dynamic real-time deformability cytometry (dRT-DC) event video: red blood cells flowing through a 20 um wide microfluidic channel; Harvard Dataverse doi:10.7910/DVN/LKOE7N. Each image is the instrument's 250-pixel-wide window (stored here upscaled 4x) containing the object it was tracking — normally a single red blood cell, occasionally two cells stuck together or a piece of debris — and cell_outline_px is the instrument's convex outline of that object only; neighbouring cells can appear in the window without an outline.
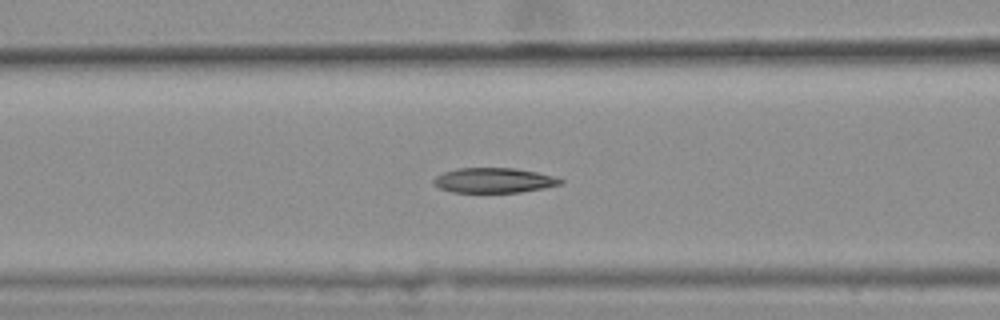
{"species": "common noctule bat (a hibernating species)", "species_latin": "Nyctalus noctula", "temperature_condition": "warm", "stored_images_in_passage": 45, "camera_frame_rate_fps": 3000, "um_per_image_px": 0.085, "animal": {"sex": "female", "body_mass_g": 25.1}, "frame": {"image": 1, "passage_image": 20, "time_ms": 6.333, "image_size_px": [1000, 320], "cell_outline_px": [[564, 180], [560, 184], [544, 188], [520, 192], [452, 192], [440, 188], [432, 184], [432, 180], [436, 176], [444, 172], [456, 168], [516, 168], [536, 172], [552, 176]], "centroid_in_image_um": [41.94, 15.32], "position_along_channel_um": 124.7, "area_um2": 18.38}, "authors_computed_cell_mechanics": {"area_um2": 19.4208, "velocity_mm_per_s": 3.6369, "shape_relaxation_time_tau1_ms": null, "shape_relaxation_time_tau2_ms": 2.3435, "deformation_change_tau1": null, "deformation_change_tau2": 0.082}}